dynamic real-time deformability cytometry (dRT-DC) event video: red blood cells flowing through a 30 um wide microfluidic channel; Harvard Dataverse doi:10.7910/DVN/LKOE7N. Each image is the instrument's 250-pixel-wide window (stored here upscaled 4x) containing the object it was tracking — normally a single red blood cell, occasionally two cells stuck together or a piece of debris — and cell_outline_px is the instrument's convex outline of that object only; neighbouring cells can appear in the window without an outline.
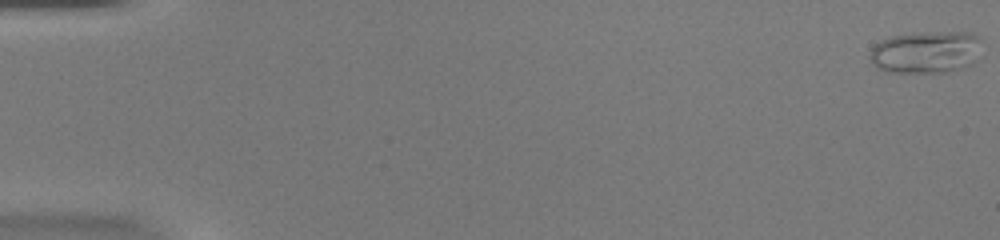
{"species": "common noctule bat (a hibernating species)", "species_latin": "Nyctalus noctula", "temperature_condition": "warm", "stored_images_in_passage": 53, "camera_frame_rate_fps": 3000, "um_per_image_px": 0.085, "animal": {"sex": "female", "body_mass_g": 20.0, "forearm_length_mm": 54.0}, "frame": {"image": 1, "passage_image": 1, "time_ms": 0.0, "image_size_px": [1000, 240], "cell_outline_px": [[980, 40], [976, 60], [972, 64], [948, 72], [888, 72], [876, 68], [872, 64], [868, 56], [872, 48], [880, 40], [892, 36], [928, 32], [972, 32]], "centroid_in_image_um": [78.67, 4.44], "position_along_channel_um": 6.3, "area_um2": 27.51}}
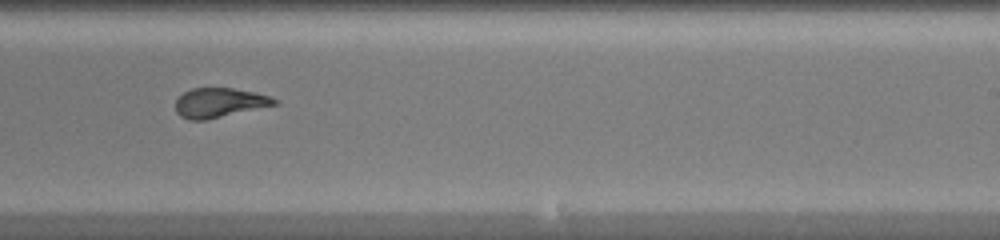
{"frame": {"image": 2, "passage_image": 34, "time_ms": 11.0, "image_size_px": [1000, 240], "cell_outline_px": [[280, 100], [276, 104], [204, 120], [188, 120], [180, 116], [176, 112], [176, 100], [184, 92], [192, 88], [232, 88], [256, 92]], "centroid_in_image_um": [18.62, 8.72], "position_along_channel_um": 270.4, "area_um2": 16.76}}
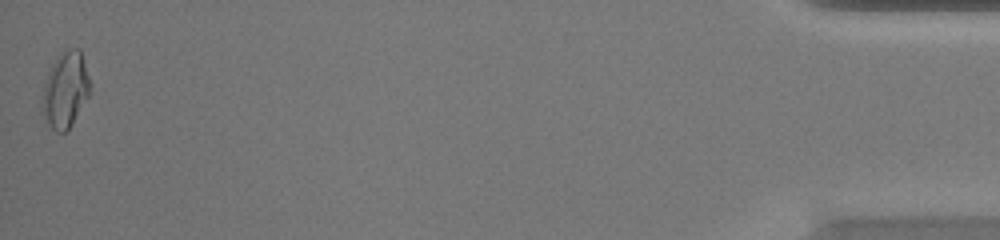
{"frame": {"image": 3, "passage_image": 53, "time_ms": 17.333, "image_size_px": [1000, 240], "cell_outline_px": [[92, 84], [88, 96], [72, 124], [64, 132], [56, 132], [48, 124], [44, 116], [44, 88], [48, 68], [60, 52], [68, 48], [80, 48]], "centroid_in_image_um": [5.6, 7.57], "position_along_channel_um": 429.6, "area_um2": 20.98}, "authors_computed_cell_mechanics": {"area_um2": 18.1492, "velocity_mm_per_s": 3.9489, "shape_relaxation_time_tau1_ms": null, "shape_relaxation_time_tau2_ms": 0.9444, "deformation_change_tau1": null, "deformation_change_tau2": 0.0656}}